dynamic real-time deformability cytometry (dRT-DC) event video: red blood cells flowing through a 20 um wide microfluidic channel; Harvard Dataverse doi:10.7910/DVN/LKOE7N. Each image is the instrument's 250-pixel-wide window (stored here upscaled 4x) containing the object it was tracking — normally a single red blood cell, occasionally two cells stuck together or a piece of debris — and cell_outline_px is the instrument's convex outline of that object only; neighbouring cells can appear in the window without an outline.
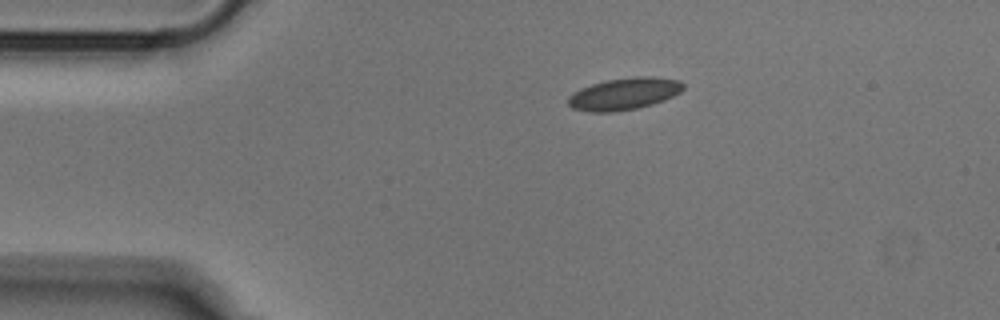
{"species": "Egyptian fruit bat (a non-hibernating species)", "species_latin": "Rousettus aegyptiacus", "temperature_condition": "cold", "stored_images_in_passage": 43, "camera_frame_rate_fps": 3000, "um_per_image_px": 0.085, "animal": {"sex": "male"}, "frame": {"image": 1, "passage_image": 1, "time_ms": 0.0, "image_size_px": [1000, 320], "cell_outline_px": [[684, 88], [680, 92], [664, 100], [652, 104], [636, 108], [616, 112], [588, 112], [572, 108], [568, 104], [568, 96], [580, 88], [592, 84], [608, 80], [632, 76], [652, 76], [680, 80], [684, 84]], "centroid_in_image_um": [53.05, 7.97], "position_along_channel_um": 32.0, "area_um2": 21.56}}
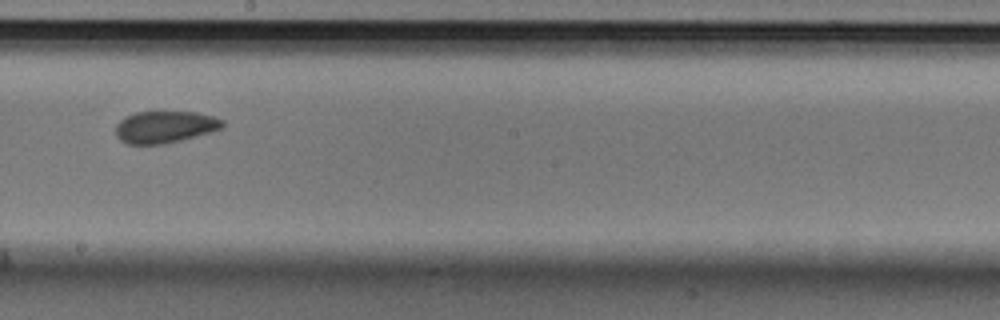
{"frame": {"image": 2, "passage_image": 20, "time_ms": 6.333, "image_size_px": [1000, 320], "cell_outline_px": [[224, 128], [180, 140], [164, 144], [128, 144], [120, 140], [116, 136], [116, 124], [120, 120], [136, 112], [196, 112], [212, 116], [224, 120]], "centroid_in_image_um": [14.02, 10.79], "position_along_channel_um": 234.2, "area_um2": 19.77}}
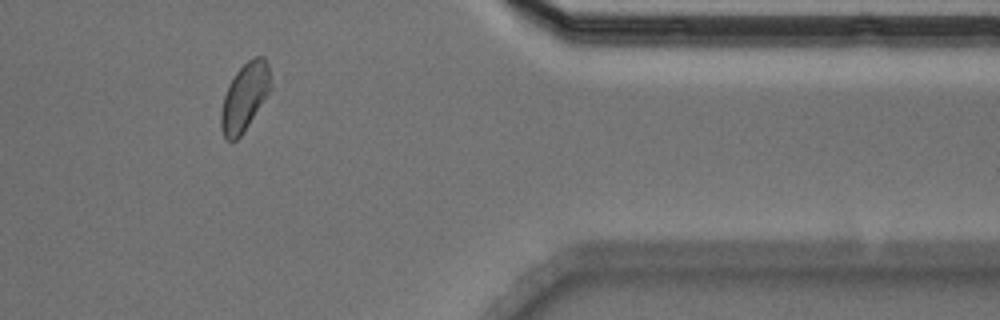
{"frame": {"image": 3, "passage_image": 34, "time_ms": 11.0, "image_size_px": [1000, 320], "cell_outline_px": [[272, 88], [240, 136], [236, 140], [224, 140], [220, 128], [220, 112], [224, 96], [228, 84], [236, 72], [248, 60], [256, 56], [264, 56], [268, 64], [272, 84]], "centroid_in_image_um": [20.78, 8.23], "position_along_channel_um": 390.6, "area_um2": 19.59}}